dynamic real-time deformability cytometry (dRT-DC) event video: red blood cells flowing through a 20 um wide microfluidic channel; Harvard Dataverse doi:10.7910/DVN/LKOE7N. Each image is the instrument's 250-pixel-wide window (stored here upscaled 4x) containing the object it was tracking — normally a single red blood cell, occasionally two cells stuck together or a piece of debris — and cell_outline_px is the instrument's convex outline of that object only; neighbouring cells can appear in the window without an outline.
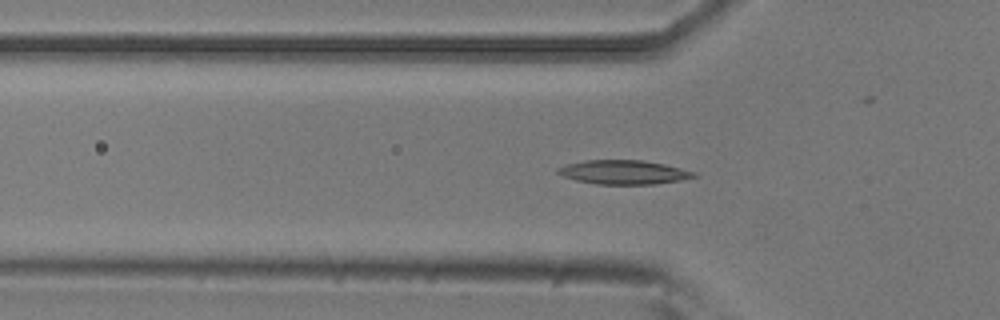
{"species": "common noctule bat (a hibernating species)", "species_latin": "Nyctalus noctula", "temperature_condition": "room temperature", "stored_images_in_passage": 54, "camera_frame_rate_fps": 3000, "um_per_image_px": 0.085, "animal": {"sex": "male", "body_mass_g": 20.5, "forearm_length_mm": 52.5}, "frame": {"image": 1, "passage_image": 17, "time_ms": 5.333, "image_size_px": [1000, 320], "cell_outline_px": [[700, 176], [680, 180], [656, 184], [596, 184], [576, 180], [564, 176], [556, 172], [556, 168], [564, 164], [584, 160], [640, 160], [664, 164], [696, 172]], "centroid_in_image_um": [53.0, 14.63], "position_along_channel_um": 72.8, "area_um2": 19.13}}
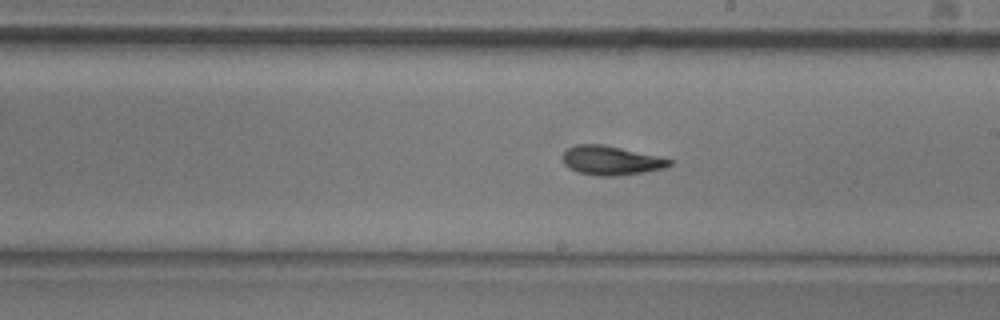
{"frame": {"image": 2, "passage_image": 30, "time_ms": 9.667, "image_size_px": [1000, 320], "cell_outline_px": [[672, 164], [664, 168], [644, 172], [620, 176], [592, 176], [576, 172], [568, 168], [564, 164], [564, 152], [568, 148], [576, 144], [600, 144], [620, 148], [656, 156], [672, 160]], "centroid_in_image_um": [51.89, 13.66], "position_along_channel_um": 237.1, "area_um2": 18.03}}
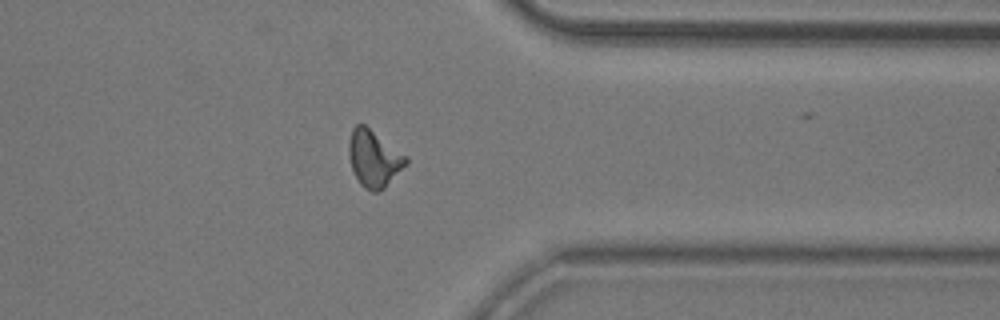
{"frame": {"image": 3, "passage_image": 42, "time_ms": 13.667, "image_size_px": [1000, 320], "cell_outline_px": [[408, 164], [384, 188], [376, 192], [372, 192], [364, 188], [360, 184], [352, 168], [348, 156], [348, 140], [352, 128], [356, 124], [364, 124], [408, 156]], "centroid_in_image_um": [31.78, 13.47], "position_along_channel_um": 379.6, "area_um2": 19.07}, "authors_computed_cell_mechanics": {"area_um2": 18.0047, "velocity_mm_per_s": 3.7632, "shape_relaxation_time_tau1_ms": 5.5392, "shape_relaxation_time_tau2_ms": 3.1027, "deformation_change_tau1": 0.1831, "deformation_change_tau2": 0.1173}}